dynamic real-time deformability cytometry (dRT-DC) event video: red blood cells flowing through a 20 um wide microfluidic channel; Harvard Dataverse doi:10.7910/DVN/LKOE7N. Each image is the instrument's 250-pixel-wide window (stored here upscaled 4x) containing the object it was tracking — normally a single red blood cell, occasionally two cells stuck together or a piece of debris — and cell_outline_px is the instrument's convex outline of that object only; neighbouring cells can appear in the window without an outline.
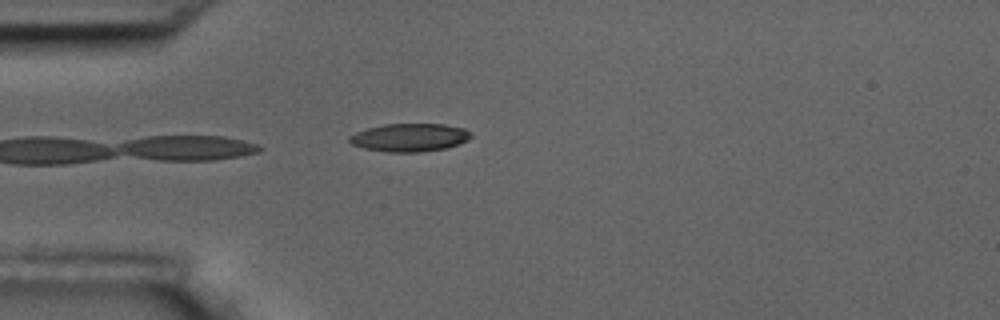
{"species": "common noctule bat (a hibernating species)", "species_latin": "Nyctalus noctula", "temperature_condition": "room temperature", "stored_images_in_passage": 4, "camera_frame_rate_fps": 3000, "um_per_image_px": 0.085, "animal": {"sex": "male", "body_mass_g": 17.5, "forearm_length_mm": 52.3}, "frame": {"image": 1, "passage_image": 3, "time_ms": 2.333, "image_size_px": [1000, 320], "cell_outline_px": [[472, 136], [468, 140], [460, 144], [444, 148], [420, 152], [384, 152], [364, 148], [352, 144], [348, 140], [348, 136], [356, 132], [368, 128], [384, 124], [444, 124], [464, 128]], "centroid_in_image_um": [34.8, 11.69], "position_along_channel_um": 50.2, "area_um2": 19.88}}